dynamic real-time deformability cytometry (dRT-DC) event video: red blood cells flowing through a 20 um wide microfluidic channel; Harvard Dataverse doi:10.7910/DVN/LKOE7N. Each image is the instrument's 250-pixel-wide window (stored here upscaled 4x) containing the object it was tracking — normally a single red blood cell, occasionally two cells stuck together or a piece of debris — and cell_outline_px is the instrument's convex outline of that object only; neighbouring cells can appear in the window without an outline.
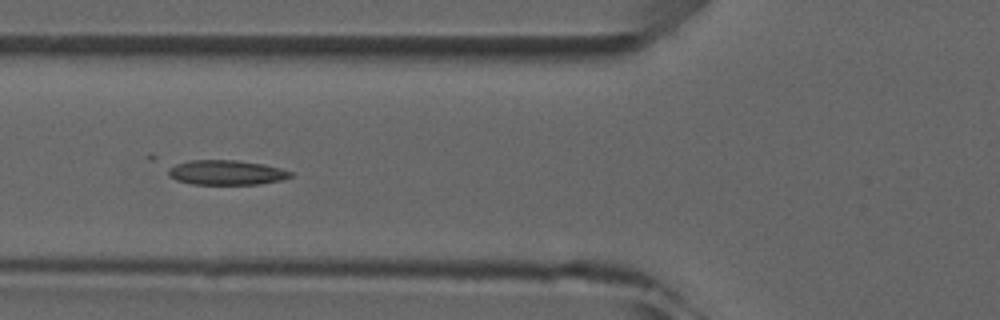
{"species": "common noctule bat (a hibernating species)", "species_latin": "Nyctalus noctula", "temperature_condition": "room temperature", "stored_images_in_passage": 6, "camera_frame_rate_fps": 3000, "um_per_image_px": 0.085, "animal": {"sex": "male", "forearm_length_mm": 52.5}, "frame": {"image": 1, "passage_image": 6, "time_ms": 5.667, "image_size_px": [1000, 320], "cell_outline_px": [[292, 176], [280, 180], [260, 184], [192, 184], [176, 180], [168, 176], [168, 168], [176, 164], [192, 160], [236, 160], [264, 164], [280, 168], [292, 172]], "centroid_in_image_um": [19.22, 14.66], "position_along_channel_um": 106.6, "area_um2": 17.57}}